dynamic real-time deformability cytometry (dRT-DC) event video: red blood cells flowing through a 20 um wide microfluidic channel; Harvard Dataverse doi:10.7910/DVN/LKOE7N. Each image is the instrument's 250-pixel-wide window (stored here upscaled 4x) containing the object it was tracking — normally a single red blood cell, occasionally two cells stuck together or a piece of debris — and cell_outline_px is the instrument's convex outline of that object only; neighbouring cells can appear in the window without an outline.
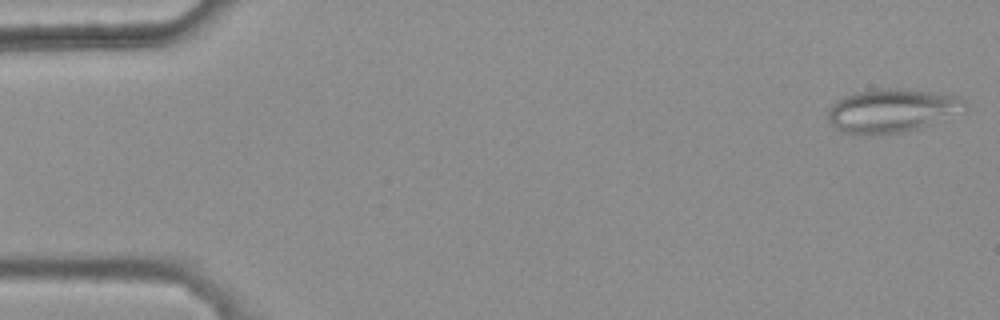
{"species": "common noctule bat (a hibernating species)", "species_latin": "Nyctalus noctula", "temperature_condition": "warm", "stored_images_in_passage": 36, "camera_frame_rate_fps": 3000, "um_per_image_px": 0.085, "animal": {"sex": "female", "body_mass_g": 25.1}, "frame": {"image": 1, "passage_image": 1, "time_ms": 0.0, "image_size_px": [1000, 320], "cell_outline_px": [[968, 104], [920, 128], [904, 132], [872, 136], [864, 136], [844, 132], [836, 128], [828, 120], [828, 108], [836, 100], [844, 96], [856, 92], [884, 88], [904, 88], [960, 96]], "centroid_in_image_um": [75.68, 9.4], "position_along_channel_um": 9.3, "area_um2": 34.39}}
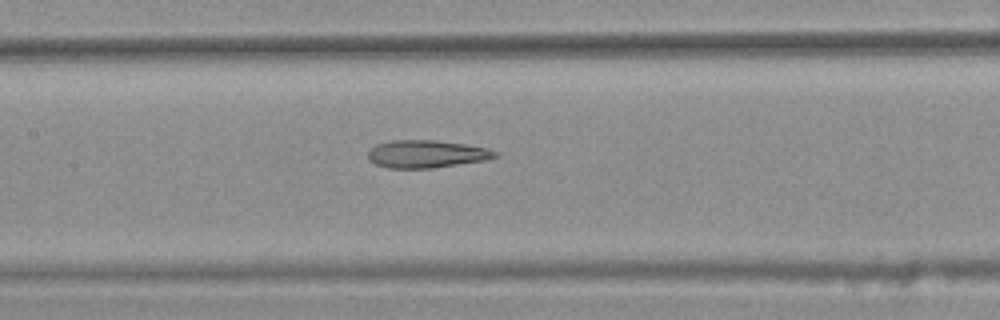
{"frame": {"image": 2, "passage_image": 25, "time_ms": 8.0, "image_size_px": [1000, 320], "cell_outline_px": [[500, 156], [484, 160], [432, 168], [388, 168], [376, 164], [368, 160], [368, 152], [376, 144], [388, 140], [436, 140], [464, 144], [488, 148], [500, 152]], "centroid_in_image_um": [36.26, 13.08], "position_along_channel_um": 171.1, "area_um2": 20.58}}
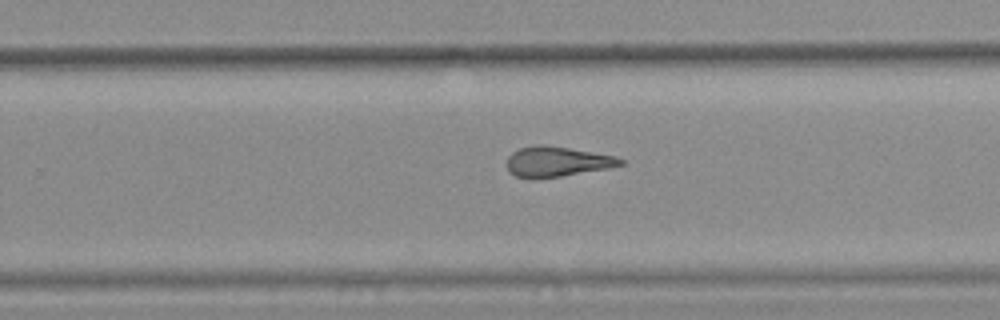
{"frame": {"image": 3, "passage_image": 34, "time_ms": 11.0, "image_size_px": [1000, 320], "cell_outline_px": [[624, 164], [608, 168], [560, 176], [516, 176], [508, 172], [508, 156], [512, 152], [520, 148], [536, 144], [540, 144], [568, 148], [616, 156], [624, 160]], "centroid_in_image_um": [47.37, 13.7], "position_along_channel_um": 282.4, "area_um2": 19.31}}